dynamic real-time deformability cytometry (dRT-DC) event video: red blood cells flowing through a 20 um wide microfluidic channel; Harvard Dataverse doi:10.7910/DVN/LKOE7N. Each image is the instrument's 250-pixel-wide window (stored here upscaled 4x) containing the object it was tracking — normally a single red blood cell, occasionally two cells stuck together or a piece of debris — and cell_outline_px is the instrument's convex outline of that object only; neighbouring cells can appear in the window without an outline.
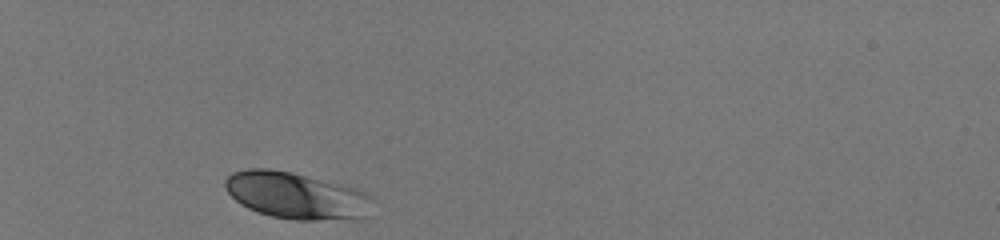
{"species": "human", "species_latin": "Homo sapiens", "temperature_condition": "room temperature", "stored_images_in_passage": 31, "camera_frame_rate_fps": 3000, "um_per_image_px": 0.085, "donor": {"sex": "male"}, "frame": {"image": 1, "passage_image": 1, "time_ms": 0.0, "image_size_px": [1000, 240], "cell_outline_px": [[376, 200], [364, 216], [360, 220], [296, 220], [272, 216], [256, 212], [240, 204], [224, 188], [224, 180], [232, 172], [248, 168], [268, 168], [292, 172], [356, 188], [368, 192]], "centroid_in_image_um": [25.22, 16.63], "position_along_channel_um": 59.8, "area_um2": 40.69}}
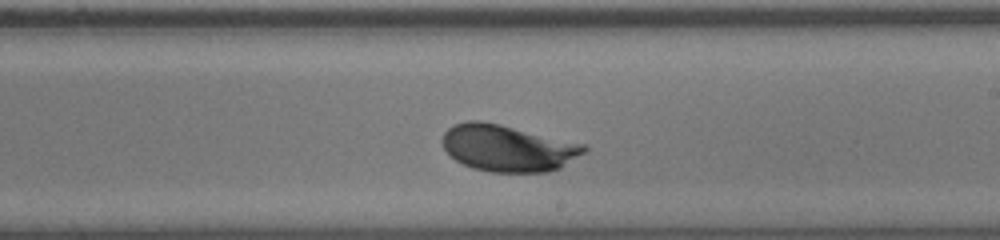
{"frame": {"image": 2, "passage_image": 18, "time_ms": 5.667, "image_size_px": [1000, 240], "cell_outline_px": [[588, 148], [584, 152], [560, 168], [548, 172], [492, 172], [472, 168], [456, 160], [444, 148], [440, 140], [444, 132], [452, 124], [468, 120], [480, 120], [500, 124], [584, 144]], "centroid_in_image_um": [43.12, 12.58], "position_along_channel_um": 245.9, "area_um2": 38.44}}
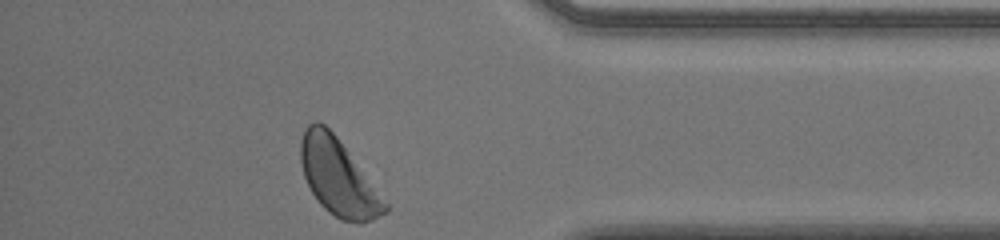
{"frame": {"image": 3, "passage_image": 31, "time_ms": 10.0, "image_size_px": [1000, 240], "cell_outline_px": [[388, 212], [372, 220], [360, 224], [340, 220], [328, 212], [320, 204], [312, 192], [304, 176], [300, 160], [300, 140], [304, 128], [308, 124], [316, 120], [324, 124], [336, 136], [388, 204]], "centroid_in_image_um": [28.72, 15.08], "position_along_channel_um": 406.5, "area_um2": 37.22}, "authors_computed_cell_mechanics": {"area_um2": 37.4544, "velocity_mm_per_s": 3.9618, "shape_relaxation_time_tau1_ms": 2.298, "shape_relaxation_time_tau2_ms": null, "deformation_change_tau1": 0.1204, "deformation_change_tau2": null}}